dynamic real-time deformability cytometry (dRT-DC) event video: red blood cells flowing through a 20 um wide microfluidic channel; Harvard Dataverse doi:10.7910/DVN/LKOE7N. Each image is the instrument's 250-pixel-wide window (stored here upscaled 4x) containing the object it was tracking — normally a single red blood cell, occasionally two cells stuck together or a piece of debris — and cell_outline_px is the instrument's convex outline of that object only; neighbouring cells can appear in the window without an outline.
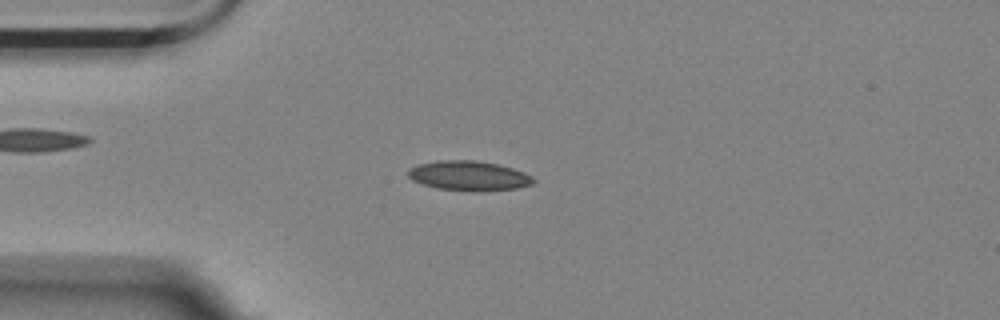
{"species": "Egyptian fruit bat (a non-hibernating species)", "species_latin": "Rousettus aegyptiacus", "temperature_condition": "room temperature", "stored_images_in_passage": 55, "camera_frame_rate_fps": 3000, "um_per_image_px": 0.085, "animal": {"sex": "female"}, "frame": {"image": 1, "passage_image": 13, "time_ms": 4.0, "image_size_px": [1000, 320], "cell_outline_px": [[536, 180], [532, 184], [516, 188], [436, 188], [412, 180], [408, 176], [408, 168], [416, 164], [440, 160], [476, 160], [500, 164], [524, 172], [532, 176]], "centroid_in_image_um": [39.81, 14.87], "position_along_channel_um": 45.2, "area_um2": 20.75}}
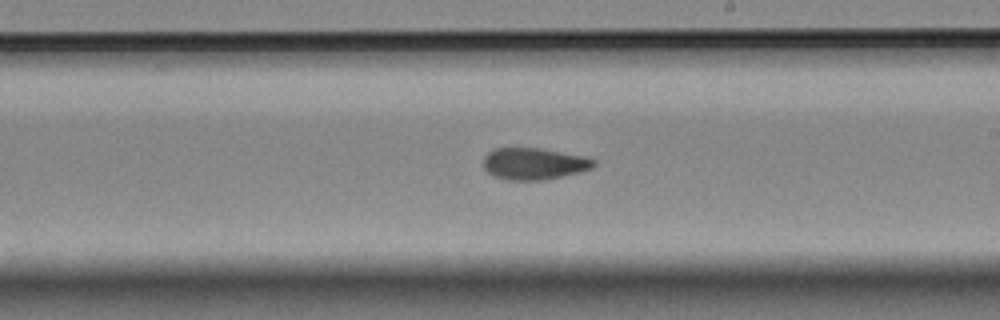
{"frame": {"image": 2, "passage_image": 31, "time_ms": 10.0, "image_size_px": [1000, 320], "cell_outline_px": [[596, 164], [592, 168], [544, 180], [508, 180], [492, 176], [484, 168], [484, 156], [492, 148], [540, 148], [584, 156], [596, 160]], "centroid_in_image_um": [45.35, 13.91], "position_along_channel_um": 243.6, "area_um2": 20.35}}
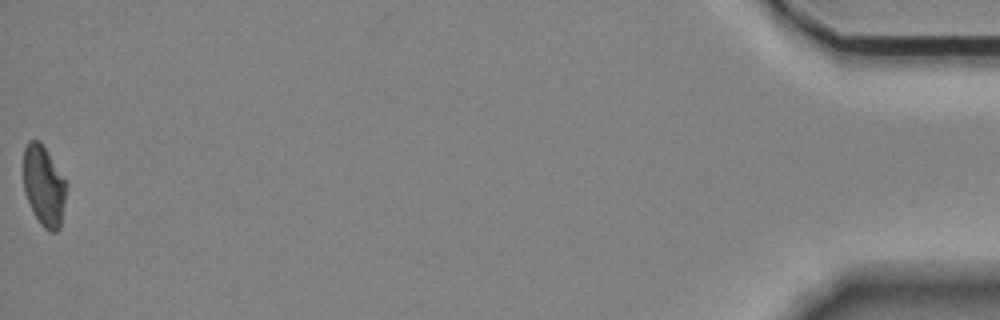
{"frame": {"image": 3, "passage_image": 55, "time_ms": 18.0, "image_size_px": [1000, 320], "cell_outline_px": [[64, 200], [60, 228], [56, 232], [48, 232], [40, 224], [32, 212], [24, 192], [24, 148], [28, 140], [40, 140], [64, 180]], "centroid_in_image_um": [3.68, 15.82], "position_along_channel_um": 431.5, "area_um2": 19.65}, "authors_computed_cell_mechanics": {"area_um2": 20.519, "velocity_mm_per_s": 3.5641, "shape_relaxation_time_tau1_ms": null, "shape_relaxation_time_tau2_ms": 3.3251, "deformation_change_tau1": null, "deformation_change_tau2": 0.0785}}